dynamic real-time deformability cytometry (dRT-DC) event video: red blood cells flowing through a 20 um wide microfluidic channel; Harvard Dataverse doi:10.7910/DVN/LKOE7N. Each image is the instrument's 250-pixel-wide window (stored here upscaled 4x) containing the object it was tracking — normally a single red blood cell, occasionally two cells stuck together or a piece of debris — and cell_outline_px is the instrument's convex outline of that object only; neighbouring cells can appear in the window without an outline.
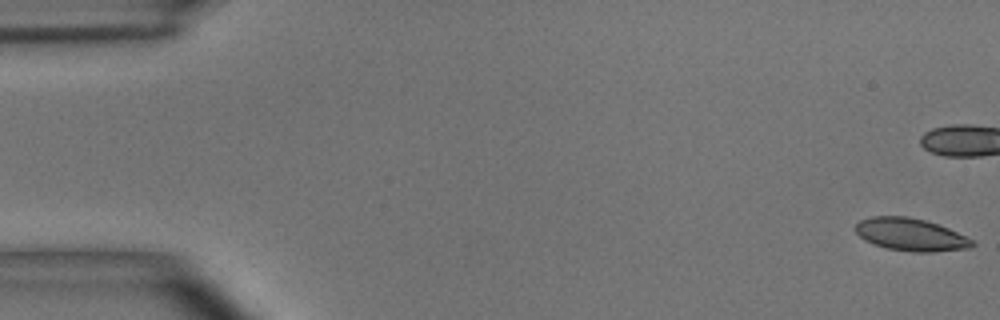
{"species": "common noctule bat (a hibernating species)", "species_latin": "Nyctalus noctula", "temperature_condition": "room temperature", "stored_images_in_passage": 16, "camera_frame_rate_fps": 3000, "um_per_image_px": 0.085, "animal": {"sex": "male", "body_mass_g": 15.6}, "frame": {"image": 1, "passage_image": 1, "time_ms": 0.0, "image_size_px": [1000, 320], "cell_outline_px": [[976, 244], [972, 248], [932, 252], [912, 252], [884, 248], [872, 244], [864, 240], [856, 232], [856, 224], [860, 220], [872, 216], [908, 216], [924, 220], [948, 228], [972, 240]], "centroid_in_image_um": [77.39, 19.95], "position_along_channel_um": 7.6, "area_um2": 22.2}}